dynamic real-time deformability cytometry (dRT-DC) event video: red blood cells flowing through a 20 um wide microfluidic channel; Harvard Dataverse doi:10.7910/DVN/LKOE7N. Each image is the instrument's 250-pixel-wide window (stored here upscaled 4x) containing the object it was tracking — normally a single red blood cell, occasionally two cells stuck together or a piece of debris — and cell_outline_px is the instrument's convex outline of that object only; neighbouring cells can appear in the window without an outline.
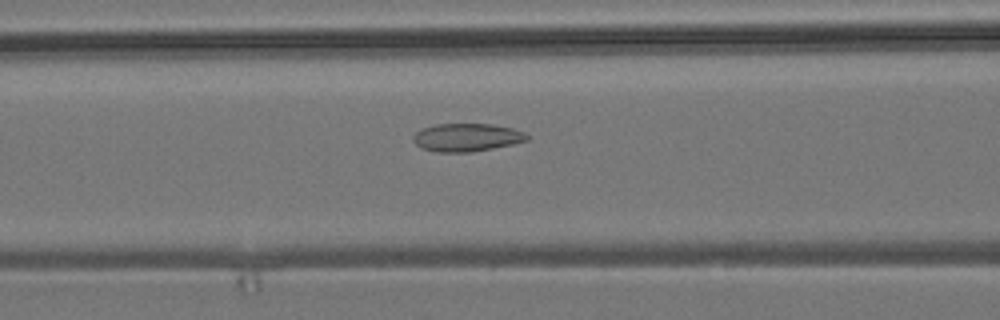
{"species": "common noctule bat (a hibernating species)", "species_latin": "Nyctalus noctula", "temperature_condition": "room temperature", "stored_images_in_passage": 38, "camera_frame_rate_fps": 3000, "um_per_image_px": 0.085, "animal": {"sex": "male", "body_mass_g": 19.2, "forearm_length_mm": 51.8}, "frame": {"image": 1, "passage_image": 16, "time_ms": 5.0, "image_size_px": [1000, 320], "cell_outline_px": [[528, 140], [512, 144], [472, 152], [436, 152], [420, 148], [412, 140], [412, 136], [416, 132], [424, 128], [436, 124], [492, 124], [512, 128], [524, 132], [528, 136]], "centroid_in_image_um": [39.64, 11.68], "position_along_channel_um": 127.0, "area_um2": 18.55}}
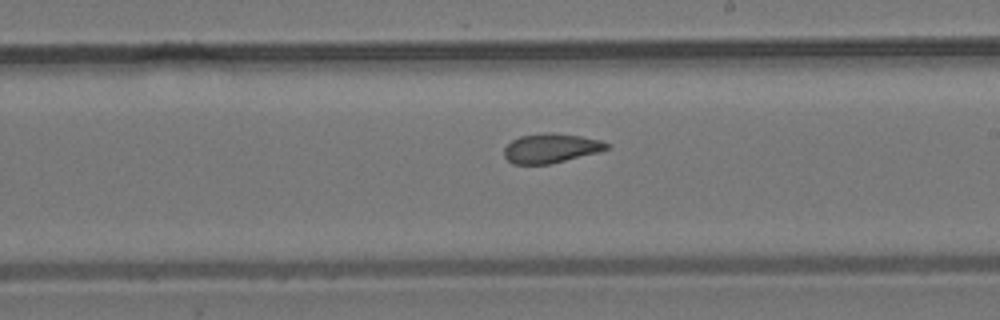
{"frame": {"image": 2, "passage_image": 25, "time_ms": 8.0, "image_size_px": [1000, 320], "cell_outline_px": [[612, 144], [608, 148], [600, 152], [548, 164], [512, 164], [504, 156], [504, 148], [512, 140], [520, 136], [544, 132], [580, 136], [600, 140]], "centroid_in_image_um": [46.83, 12.6], "position_along_channel_um": 242.2, "area_um2": 17.51}}
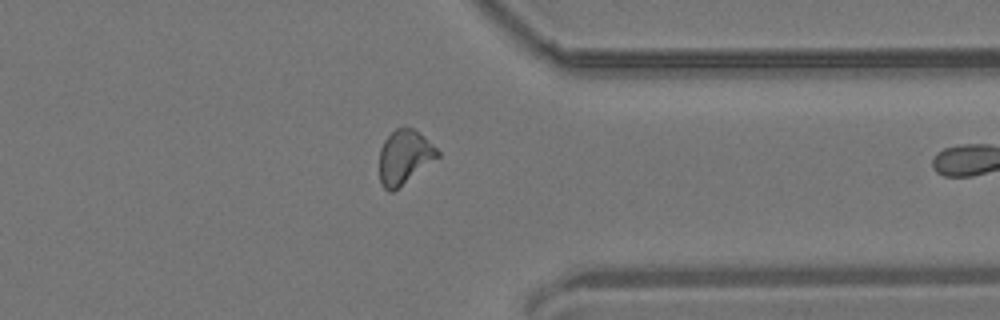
{"frame": {"image": 3, "passage_image": 36, "time_ms": 11.667, "image_size_px": [1000, 320], "cell_outline_px": [[440, 156], [392, 192], [388, 192], [380, 184], [380, 148], [384, 140], [396, 128], [412, 128], [424, 136], [440, 152]], "centroid_in_image_um": [34.36, 13.35], "position_along_channel_um": 377.0, "area_um2": 18.09}}